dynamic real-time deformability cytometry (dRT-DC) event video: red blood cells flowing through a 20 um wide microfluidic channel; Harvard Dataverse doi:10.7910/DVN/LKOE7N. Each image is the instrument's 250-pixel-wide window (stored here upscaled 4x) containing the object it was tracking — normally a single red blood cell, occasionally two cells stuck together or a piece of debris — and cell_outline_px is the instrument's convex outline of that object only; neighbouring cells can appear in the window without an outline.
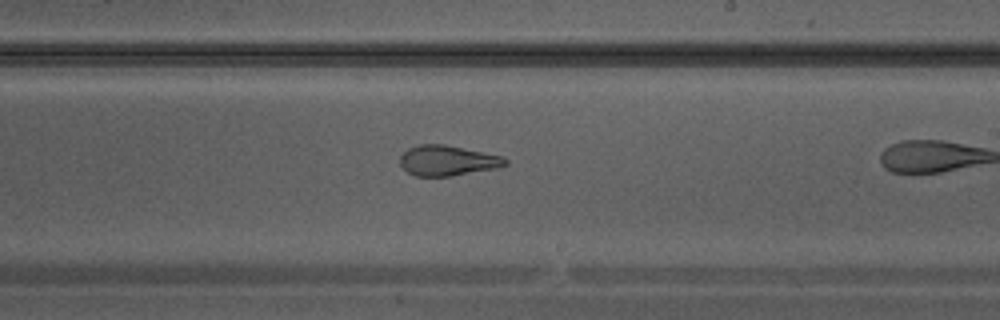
{"species": "Egyptian fruit bat (a non-hibernating species)", "species_latin": "Rousettus aegyptiacus", "temperature_condition": "warm", "stored_images_in_passage": 27, "camera_frame_rate_fps": 3000, "um_per_image_px": 0.085, "animal": {"sex": "male"}, "frame": {"image": 1, "passage_image": 20, "time_ms": 6.333, "image_size_px": [1000, 320], "cell_outline_px": [[508, 164], [496, 168], [452, 176], [416, 176], [408, 172], [400, 164], [400, 156], [408, 148], [416, 144], [444, 144], [504, 156], [508, 160]], "centroid_in_image_um": [38.05, 13.64], "position_along_channel_um": 251.0, "area_um2": 18.67}}